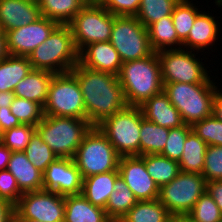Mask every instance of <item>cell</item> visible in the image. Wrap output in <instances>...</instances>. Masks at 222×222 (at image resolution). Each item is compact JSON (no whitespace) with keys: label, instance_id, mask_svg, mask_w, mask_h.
<instances>
[{"label":"cell","instance_id":"cell-1","mask_svg":"<svg viewBox=\"0 0 222 222\" xmlns=\"http://www.w3.org/2000/svg\"><path fill=\"white\" fill-rule=\"evenodd\" d=\"M70 72L79 82L86 119L93 126L127 106L118 76L88 69L79 62Z\"/></svg>","mask_w":222,"mask_h":222},{"label":"cell","instance_id":"cell-2","mask_svg":"<svg viewBox=\"0 0 222 222\" xmlns=\"http://www.w3.org/2000/svg\"><path fill=\"white\" fill-rule=\"evenodd\" d=\"M127 106H140L163 91L161 66L157 52L124 62L118 74Z\"/></svg>","mask_w":222,"mask_h":222},{"label":"cell","instance_id":"cell-3","mask_svg":"<svg viewBox=\"0 0 222 222\" xmlns=\"http://www.w3.org/2000/svg\"><path fill=\"white\" fill-rule=\"evenodd\" d=\"M33 69L54 74L70 72L79 62V52L69 25H58L28 56Z\"/></svg>","mask_w":222,"mask_h":222},{"label":"cell","instance_id":"cell-4","mask_svg":"<svg viewBox=\"0 0 222 222\" xmlns=\"http://www.w3.org/2000/svg\"><path fill=\"white\" fill-rule=\"evenodd\" d=\"M93 125L87 119L43 116L36 131L58 158H74Z\"/></svg>","mask_w":222,"mask_h":222},{"label":"cell","instance_id":"cell-5","mask_svg":"<svg viewBox=\"0 0 222 222\" xmlns=\"http://www.w3.org/2000/svg\"><path fill=\"white\" fill-rule=\"evenodd\" d=\"M218 89L215 83L163 84L164 93L181 114L184 123L191 126L212 115L213 98Z\"/></svg>","mask_w":222,"mask_h":222},{"label":"cell","instance_id":"cell-6","mask_svg":"<svg viewBox=\"0 0 222 222\" xmlns=\"http://www.w3.org/2000/svg\"><path fill=\"white\" fill-rule=\"evenodd\" d=\"M121 156L115 151L107 137L93 126L85 135L73 158L82 178L119 171Z\"/></svg>","mask_w":222,"mask_h":222},{"label":"cell","instance_id":"cell-7","mask_svg":"<svg viewBox=\"0 0 222 222\" xmlns=\"http://www.w3.org/2000/svg\"><path fill=\"white\" fill-rule=\"evenodd\" d=\"M97 127L121 157L140 156V106H126L104 119Z\"/></svg>","mask_w":222,"mask_h":222},{"label":"cell","instance_id":"cell-8","mask_svg":"<svg viewBox=\"0 0 222 222\" xmlns=\"http://www.w3.org/2000/svg\"><path fill=\"white\" fill-rule=\"evenodd\" d=\"M113 21L112 13L96 0H90L68 24L78 52L91 43L108 42Z\"/></svg>","mask_w":222,"mask_h":222},{"label":"cell","instance_id":"cell-9","mask_svg":"<svg viewBox=\"0 0 222 222\" xmlns=\"http://www.w3.org/2000/svg\"><path fill=\"white\" fill-rule=\"evenodd\" d=\"M43 114L86 119L81 88L71 72L54 74L43 106Z\"/></svg>","mask_w":222,"mask_h":222},{"label":"cell","instance_id":"cell-10","mask_svg":"<svg viewBox=\"0 0 222 222\" xmlns=\"http://www.w3.org/2000/svg\"><path fill=\"white\" fill-rule=\"evenodd\" d=\"M109 42L122 62L139 60L154 51L149 42L148 29L135 16H115Z\"/></svg>","mask_w":222,"mask_h":222},{"label":"cell","instance_id":"cell-11","mask_svg":"<svg viewBox=\"0 0 222 222\" xmlns=\"http://www.w3.org/2000/svg\"><path fill=\"white\" fill-rule=\"evenodd\" d=\"M194 51L184 48L166 49L157 52L163 84L166 83H214L204 64L197 59Z\"/></svg>","mask_w":222,"mask_h":222},{"label":"cell","instance_id":"cell-12","mask_svg":"<svg viewBox=\"0 0 222 222\" xmlns=\"http://www.w3.org/2000/svg\"><path fill=\"white\" fill-rule=\"evenodd\" d=\"M206 191L202 174L180 172L171 182L159 188L158 201L173 215H188Z\"/></svg>","mask_w":222,"mask_h":222},{"label":"cell","instance_id":"cell-13","mask_svg":"<svg viewBox=\"0 0 222 222\" xmlns=\"http://www.w3.org/2000/svg\"><path fill=\"white\" fill-rule=\"evenodd\" d=\"M14 212V220L64 222L65 196L45 190L26 192L14 206Z\"/></svg>","mask_w":222,"mask_h":222},{"label":"cell","instance_id":"cell-14","mask_svg":"<svg viewBox=\"0 0 222 222\" xmlns=\"http://www.w3.org/2000/svg\"><path fill=\"white\" fill-rule=\"evenodd\" d=\"M58 25L41 16L33 23L5 32L9 55L28 57Z\"/></svg>","mask_w":222,"mask_h":222},{"label":"cell","instance_id":"cell-15","mask_svg":"<svg viewBox=\"0 0 222 222\" xmlns=\"http://www.w3.org/2000/svg\"><path fill=\"white\" fill-rule=\"evenodd\" d=\"M83 178L72 158H57L43 172V190L59 195H79Z\"/></svg>","mask_w":222,"mask_h":222},{"label":"cell","instance_id":"cell-16","mask_svg":"<svg viewBox=\"0 0 222 222\" xmlns=\"http://www.w3.org/2000/svg\"><path fill=\"white\" fill-rule=\"evenodd\" d=\"M118 170L138 201L158 199L159 187L147 173L144 160L140 156H122Z\"/></svg>","mask_w":222,"mask_h":222},{"label":"cell","instance_id":"cell-17","mask_svg":"<svg viewBox=\"0 0 222 222\" xmlns=\"http://www.w3.org/2000/svg\"><path fill=\"white\" fill-rule=\"evenodd\" d=\"M79 63L88 69L107 72L116 76H118L123 64L119 53L109 41L87 45L79 53Z\"/></svg>","mask_w":222,"mask_h":222},{"label":"cell","instance_id":"cell-18","mask_svg":"<svg viewBox=\"0 0 222 222\" xmlns=\"http://www.w3.org/2000/svg\"><path fill=\"white\" fill-rule=\"evenodd\" d=\"M39 4L27 0H0V29L4 32L35 22Z\"/></svg>","mask_w":222,"mask_h":222},{"label":"cell","instance_id":"cell-19","mask_svg":"<svg viewBox=\"0 0 222 222\" xmlns=\"http://www.w3.org/2000/svg\"><path fill=\"white\" fill-rule=\"evenodd\" d=\"M140 108L146 120L161 127L171 129L185 125L181 114L172 105L164 91L147 99Z\"/></svg>","mask_w":222,"mask_h":222},{"label":"cell","instance_id":"cell-20","mask_svg":"<svg viewBox=\"0 0 222 222\" xmlns=\"http://www.w3.org/2000/svg\"><path fill=\"white\" fill-rule=\"evenodd\" d=\"M7 170L15 177L22 193L43 190V173L33 166L24 152H12Z\"/></svg>","mask_w":222,"mask_h":222},{"label":"cell","instance_id":"cell-21","mask_svg":"<svg viewBox=\"0 0 222 222\" xmlns=\"http://www.w3.org/2000/svg\"><path fill=\"white\" fill-rule=\"evenodd\" d=\"M217 22L215 17L210 16L206 12L199 13L195 18L188 37L183 41L182 47L190 48L189 50L192 49L193 51L197 50L196 52L205 50L204 48L209 49V46L214 45L213 43L218 39L217 35L220 33Z\"/></svg>","mask_w":222,"mask_h":222},{"label":"cell","instance_id":"cell-22","mask_svg":"<svg viewBox=\"0 0 222 222\" xmlns=\"http://www.w3.org/2000/svg\"><path fill=\"white\" fill-rule=\"evenodd\" d=\"M53 76V72L32 69L24 79L19 81L13 92L16 97L37 102L43 107Z\"/></svg>","mask_w":222,"mask_h":222},{"label":"cell","instance_id":"cell-23","mask_svg":"<svg viewBox=\"0 0 222 222\" xmlns=\"http://www.w3.org/2000/svg\"><path fill=\"white\" fill-rule=\"evenodd\" d=\"M119 176V171H111L83 178L81 194L91 204L105 209Z\"/></svg>","mask_w":222,"mask_h":222},{"label":"cell","instance_id":"cell-24","mask_svg":"<svg viewBox=\"0 0 222 222\" xmlns=\"http://www.w3.org/2000/svg\"><path fill=\"white\" fill-rule=\"evenodd\" d=\"M64 222H112L105 209L91 204L82 194L65 196Z\"/></svg>","mask_w":222,"mask_h":222},{"label":"cell","instance_id":"cell-25","mask_svg":"<svg viewBox=\"0 0 222 222\" xmlns=\"http://www.w3.org/2000/svg\"><path fill=\"white\" fill-rule=\"evenodd\" d=\"M32 69L28 57L8 55L0 60V91H14Z\"/></svg>","mask_w":222,"mask_h":222},{"label":"cell","instance_id":"cell-26","mask_svg":"<svg viewBox=\"0 0 222 222\" xmlns=\"http://www.w3.org/2000/svg\"><path fill=\"white\" fill-rule=\"evenodd\" d=\"M90 0H40V14L43 17L57 22L59 25H68L74 16Z\"/></svg>","mask_w":222,"mask_h":222},{"label":"cell","instance_id":"cell-27","mask_svg":"<svg viewBox=\"0 0 222 222\" xmlns=\"http://www.w3.org/2000/svg\"><path fill=\"white\" fill-rule=\"evenodd\" d=\"M147 29L150 46L154 52L182 48L183 42L177 36L172 16L162 17L160 20L151 24Z\"/></svg>","mask_w":222,"mask_h":222},{"label":"cell","instance_id":"cell-28","mask_svg":"<svg viewBox=\"0 0 222 222\" xmlns=\"http://www.w3.org/2000/svg\"><path fill=\"white\" fill-rule=\"evenodd\" d=\"M137 202L135 195L119 176L114 182V191L106 204V215L112 222H119Z\"/></svg>","mask_w":222,"mask_h":222},{"label":"cell","instance_id":"cell-29","mask_svg":"<svg viewBox=\"0 0 222 222\" xmlns=\"http://www.w3.org/2000/svg\"><path fill=\"white\" fill-rule=\"evenodd\" d=\"M207 144L191 131L185 142L184 150L178 161L181 172L202 174Z\"/></svg>","mask_w":222,"mask_h":222},{"label":"cell","instance_id":"cell-30","mask_svg":"<svg viewBox=\"0 0 222 222\" xmlns=\"http://www.w3.org/2000/svg\"><path fill=\"white\" fill-rule=\"evenodd\" d=\"M140 157L144 160L147 173L159 188L171 182L181 172L178 161L161 154H147Z\"/></svg>","mask_w":222,"mask_h":222},{"label":"cell","instance_id":"cell-31","mask_svg":"<svg viewBox=\"0 0 222 222\" xmlns=\"http://www.w3.org/2000/svg\"><path fill=\"white\" fill-rule=\"evenodd\" d=\"M168 136L169 129L146 120L141 110L140 156L161 154Z\"/></svg>","mask_w":222,"mask_h":222},{"label":"cell","instance_id":"cell-32","mask_svg":"<svg viewBox=\"0 0 222 222\" xmlns=\"http://www.w3.org/2000/svg\"><path fill=\"white\" fill-rule=\"evenodd\" d=\"M170 212L158 201H138L119 222H169Z\"/></svg>","mask_w":222,"mask_h":222},{"label":"cell","instance_id":"cell-33","mask_svg":"<svg viewBox=\"0 0 222 222\" xmlns=\"http://www.w3.org/2000/svg\"><path fill=\"white\" fill-rule=\"evenodd\" d=\"M180 0H141L136 18L148 28L162 17L171 16Z\"/></svg>","mask_w":222,"mask_h":222},{"label":"cell","instance_id":"cell-34","mask_svg":"<svg viewBox=\"0 0 222 222\" xmlns=\"http://www.w3.org/2000/svg\"><path fill=\"white\" fill-rule=\"evenodd\" d=\"M191 2L190 0H180L171 15L177 36L182 42L188 37L196 16L201 12Z\"/></svg>","mask_w":222,"mask_h":222},{"label":"cell","instance_id":"cell-35","mask_svg":"<svg viewBox=\"0 0 222 222\" xmlns=\"http://www.w3.org/2000/svg\"><path fill=\"white\" fill-rule=\"evenodd\" d=\"M24 153L33 166L42 173L58 158L50 147L43 142L42 137L37 131L31 137L30 143L24 150Z\"/></svg>","mask_w":222,"mask_h":222},{"label":"cell","instance_id":"cell-36","mask_svg":"<svg viewBox=\"0 0 222 222\" xmlns=\"http://www.w3.org/2000/svg\"><path fill=\"white\" fill-rule=\"evenodd\" d=\"M10 109L21 124L37 126L44 116L43 107L40 104L16 96L13 99Z\"/></svg>","mask_w":222,"mask_h":222},{"label":"cell","instance_id":"cell-37","mask_svg":"<svg viewBox=\"0 0 222 222\" xmlns=\"http://www.w3.org/2000/svg\"><path fill=\"white\" fill-rule=\"evenodd\" d=\"M36 132V126L20 124L2 133L0 141L11 152H24L31 137Z\"/></svg>","mask_w":222,"mask_h":222},{"label":"cell","instance_id":"cell-38","mask_svg":"<svg viewBox=\"0 0 222 222\" xmlns=\"http://www.w3.org/2000/svg\"><path fill=\"white\" fill-rule=\"evenodd\" d=\"M192 131L208 146H222V121L213 114L195 122Z\"/></svg>","mask_w":222,"mask_h":222},{"label":"cell","instance_id":"cell-39","mask_svg":"<svg viewBox=\"0 0 222 222\" xmlns=\"http://www.w3.org/2000/svg\"><path fill=\"white\" fill-rule=\"evenodd\" d=\"M195 222H222V213L213 198L205 191L188 214Z\"/></svg>","mask_w":222,"mask_h":222},{"label":"cell","instance_id":"cell-40","mask_svg":"<svg viewBox=\"0 0 222 222\" xmlns=\"http://www.w3.org/2000/svg\"><path fill=\"white\" fill-rule=\"evenodd\" d=\"M191 131L192 126L188 124L169 129L168 140L161 155L179 161L184 150V142Z\"/></svg>","mask_w":222,"mask_h":222},{"label":"cell","instance_id":"cell-41","mask_svg":"<svg viewBox=\"0 0 222 222\" xmlns=\"http://www.w3.org/2000/svg\"><path fill=\"white\" fill-rule=\"evenodd\" d=\"M202 175L206 182L222 180V146H207Z\"/></svg>","mask_w":222,"mask_h":222},{"label":"cell","instance_id":"cell-42","mask_svg":"<svg viewBox=\"0 0 222 222\" xmlns=\"http://www.w3.org/2000/svg\"><path fill=\"white\" fill-rule=\"evenodd\" d=\"M23 193L20 191L15 177L6 169L0 171V198L15 206Z\"/></svg>","mask_w":222,"mask_h":222},{"label":"cell","instance_id":"cell-43","mask_svg":"<svg viewBox=\"0 0 222 222\" xmlns=\"http://www.w3.org/2000/svg\"><path fill=\"white\" fill-rule=\"evenodd\" d=\"M115 16H136L141 0H96Z\"/></svg>","mask_w":222,"mask_h":222},{"label":"cell","instance_id":"cell-44","mask_svg":"<svg viewBox=\"0 0 222 222\" xmlns=\"http://www.w3.org/2000/svg\"><path fill=\"white\" fill-rule=\"evenodd\" d=\"M20 124L17 117L12 114L10 107L0 108V130L2 133Z\"/></svg>","mask_w":222,"mask_h":222},{"label":"cell","instance_id":"cell-45","mask_svg":"<svg viewBox=\"0 0 222 222\" xmlns=\"http://www.w3.org/2000/svg\"><path fill=\"white\" fill-rule=\"evenodd\" d=\"M206 192L213 198L222 213V180L206 182Z\"/></svg>","mask_w":222,"mask_h":222},{"label":"cell","instance_id":"cell-46","mask_svg":"<svg viewBox=\"0 0 222 222\" xmlns=\"http://www.w3.org/2000/svg\"><path fill=\"white\" fill-rule=\"evenodd\" d=\"M14 206L0 198V222H14Z\"/></svg>","mask_w":222,"mask_h":222},{"label":"cell","instance_id":"cell-47","mask_svg":"<svg viewBox=\"0 0 222 222\" xmlns=\"http://www.w3.org/2000/svg\"><path fill=\"white\" fill-rule=\"evenodd\" d=\"M212 114L222 121V91L218 90L213 98Z\"/></svg>","mask_w":222,"mask_h":222},{"label":"cell","instance_id":"cell-48","mask_svg":"<svg viewBox=\"0 0 222 222\" xmlns=\"http://www.w3.org/2000/svg\"><path fill=\"white\" fill-rule=\"evenodd\" d=\"M12 152L0 141V171L6 170Z\"/></svg>","mask_w":222,"mask_h":222},{"label":"cell","instance_id":"cell-49","mask_svg":"<svg viewBox=\"0 0 222 222\" xmlns=\"http://www.w3.org/2000/svg\"><path fill=\"white\" fill-rule=\"evenodd\" d=\"M14 97L13 91H0V108L6 109V107H10Z\"/></svg>","mask_w":222,"mask_h":222},{"label":"cell","instance_id":"cell-50","mask_svg":"<svg viewBox=\"0 0 222 222\" xmlns=\"http://www.w3.org/2000/svg\"><path fill=\"white\" fill-rule=\"evenodd\" d=\"M9 55L6 42V34L0 29V60Z\"/></svg>","mask_w":222,"mask_h":222},{"label":"cell","instance_id":"cell-51","mask_svg":"<svg viewBox=\"0 0 222 222\" xmlns=\"http://www.w3.org/2000/svg\"><path fill=\"white\" fill-rule=\"evenodd\" d=\"M169 222H195L189 215H173Z\"/></svg>","mask_w":222,"mask_h":222},{"label":"cell","instance_id":"cell-52","mask_svg":"<svg viewBox=\"0 0 222 222\" xmlns=\"http://www.w3.org/2000/svg\"><path fill=\"white\" fill-rule=\"evenodd\" d=\"M14 222H41L36 220H14Z\"/></svg>","mask_w":222,"mask_h":222},{"label":"cell","instance_id":"cell-53","mask_svg":"<svg viewBox=\"0 0 222 222\" xmlns=\"http://www.w3.org/2000/svg\"><path fill=\"white\" fill-rule=\"evenodd\" d=\"M27 1L34 2V3H37V4L40 2V0H27Z\"/></svg>","mask_w":222,"mask_h":222}]
</instances>
